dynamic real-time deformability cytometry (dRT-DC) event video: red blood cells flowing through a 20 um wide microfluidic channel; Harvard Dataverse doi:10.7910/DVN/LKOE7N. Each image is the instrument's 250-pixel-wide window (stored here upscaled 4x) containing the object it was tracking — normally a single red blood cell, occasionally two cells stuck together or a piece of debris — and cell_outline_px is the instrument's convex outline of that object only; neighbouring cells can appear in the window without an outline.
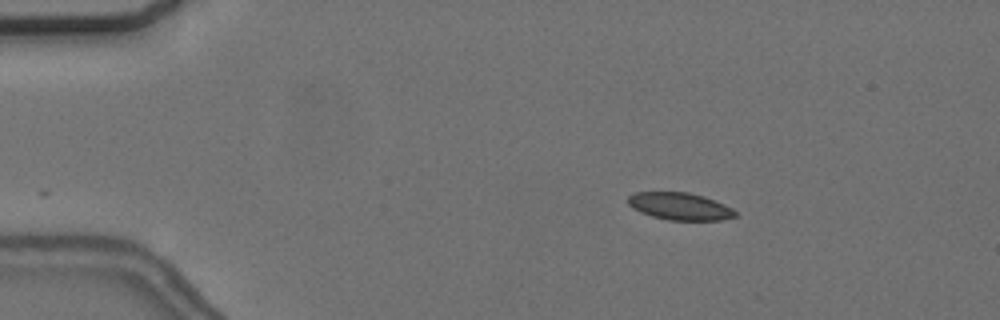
{"species": "common noctule bat (a hibernating species)", "species_latin": "Nyctalus noctula", "temperature_condition": "cold", "stored_images_in_passage": 13, "camera_frame_rate_fps": 3000, "um_per_image_px": 0.085, "animal": {"sex": "female", "body_mass_g": 24.6, "forearm_length_mm": 56.2}, "frame": {"image": 1, "passage_image": 3, "time_ms": 0.667, "image_size_px": [1000, 320], "cell_outline_px": [[736, 216], [720, 220], [668, 220], [652, 216], [640, 212], [632, 208], [628, 204], [628, 196], [636, 192], [688, 192], [704, 196], [724, 204], [732, 208], [736, 212]], "centroid_in_image_um": [57.77, 17.53], "position_along_channel_um": 27.2, "area_um2": 17.05}}